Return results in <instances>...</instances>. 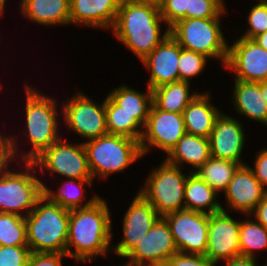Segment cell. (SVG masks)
Returning a JSON list of instances; mask_svg holds the SVG:
<instances>
[{"instance_id": "3957f363", "label": "cell", "mask_w": 267, "mask_h": 266, "mask_svg": "<svg viewBox=\"0 0 267 266\" xmlns=\"http://www.w3.org/2000/svg\"><path fill=\"white\" fill-rule=\"evenodd\" d=\"M69 214L70 210L62 208L43 194L34 209L25 216L30 251L66 253Z\"/></svg>"}, {"instance_id": "60d3db41", "label": "cell", "mask_w": 267, "mask_h": 266, "mask_svg": "<svg viewBox=\"0 0 267 266\" xmlns=\"http://www.w3.org/2000/svg\"><path fill=\"white\" fill-rule=\"evenodd\" d=\"M256 155L255 167L254 169L252 168V170L255 177L267 190V149L260 150Z\"/></svg>"}, {"instance_id": "9a60e30c", "label": "cell", "mask_w": 267, "mask_h": 266, "mask_svg": "<svg viewBox=\"0 0 267 266\" xmlns=\"http://www.w3.org/2000/svg\"><path fill=\"white\" fill-rule=\"evenodd\" d=\"M160 217L155 208L138 192L124 215V238L111 249L119 257L125 258Z\"/></svg>"}, {"instance_id": "9c48e42d", "label": "cell", "mask_w": 267, "mask_h": 266, "mask_svg": "<svg viewBox=\"0 0 267 266\" xmlns=\"http://www.w3.org/2000/svg\"><path fill=\"white\" fill-rule=\"evenodd\" d=\"M33 163L36 167L47 169L67 179H93L83 143L72 145L62 139L53 143Z\"/></svg>"}, {"instance_id": "d6986e66", "label": "cell", "mask_w": 267, "mask_h": 266, "mask_svg": "<svg viewBox=\"0 0 267 266\" xmlns=\"http://www.w3.org/2000/svg\"><path fill=\"white\" fill-rule=\"evenodd\" d=\"M243 131L241 122L221 113L209 137L211 156L244 165L240 160L245 143Z\"/></svg>"}, {"instance_id": "44dd1931", "label": "cell", "mask_w": 267, "mask_h": 266, "mask_svg": "<svg viewBox=\"0 0 267 266\" xmlns=\"http://www.w3.org/2000/svg\"><path fill=\"white\" fill-rule=\"evenodd\" d=\"M209 96L208 91L199 93L183 111L186 133L209 139L215 121L222 113L210 102Z\"/></svg>"}, {"instance_id": "f6af8a7d", "label": "cell", "mask_w": 267, "mask_h": 266, "mask_svg": "<svg viewBox=\"0 0 267 266\" xmlns=\"http://www.w3.org/2000/svg\"><path fill=\"white\" fill-rule=\"evenodd\" d=\"M140 266H167V263H166V261H162V262H149V263L142 264Z\"/></svg>"}, {"instance_id": "d6a6232c", "label": "cell", "mask_w": 267, "mask_h": 266, "mask_svg": "<svg viewBox=\"0 0 267 266\" xmlns=\"http://www.w3.org/2000/svg\"><path fill=\"white\" fill-rule=\"evenodd\" d=\"M207 56L184 49L180 46L178 70L180 81L189 82L191 77L199 75L206 66Z\"/></svg>"}, {"instance_id": "e0dca14e", "label": "cell", "mask_w": 267, "mask_h": 266, "mask_svg": "<svg viewBox=\"0 0 267 266\" xmlns=\"http://www.w3.org/2000/svg\"><path fill=\"white\" fill-rule=\"evenodd\" d=\"M179 43L168 34L166 38L141 62L151 72L147 87L151 90L180 81L178 60Z\"/></svg>"}, {"instance_id": "1f68e13d", "label": "cell", "mask_w": 267, "mask_h": 266, "mask_svg": "<svg viewBox=\"0 0 267 266\" xmlns=\"http://www.w3.org/2000/svg\"><path fill=\"white\" fill-rule=\"evenodd\" d=\"M0 245L28 246L25 217L0 213Z\"/></svg>"}, {"instance_id": "f546056e", "label": "cell", "mask_w": 267, "mask_h": 266, "mask_svg": "<svg viewBox=\"0 0 267 266\" xmlns=\"http://www.w3.org/2000/svg\"><path fill=\"white\" fill-rule=\"evenodd\" d=\"M106 127L108 134L122 135L140 141L143 127L133 117L121 110L108 96L105 99Z\"/></svg>"}, {"instance_id": "30bf717a", "label": "cell", "mask_w": 267, "mask_h": 266, "mask_svg": "<svg viewBox=\"0 0 267 266\" xmlns=\"http://www.w3.org/2000/svg\"><path fill=\"white\" fill-rule=\"evenodd\" d=\"M164 218L170 226L178 252L206 254L209 214L181 210L167 214Z\"/></svg>"}, {"instance_id": "8992f818", "label": "cell", "mask_w": 267, "mask_h": 266, "mask_svg": "<svg viewBox=\"0 0 267 266\" xmlns=\"http://www.w3.org/2000/svg\"><path fill=\"white\" fill-rule=\"evenodd\" d=\"M219 19H181L169 28V34L182 48L201 53L209 59H220L225 66L229 45L221 32Z\"/></svg>"}, {"instance_id": "8fae6325", "label": "cell", "mask_w": 267, "mask_h": 266, "mask_svg": "<svg viewBox=\"0 0 267 266\" xmlns=\"http://www.w3.org/2000/svg\"><path fill=\"white\" fill-rule=\"evenodd\" d=\"M63 118L77 135L95 139L108 134L106 127L105 100L101 105L95 103L84 93H78L69 98L62 108Z\"/></svg>"}, {"instance_id": "7bdbcfd3", "label": "cell", "mask_w": 267, "mask_h": 266, "mask_svg": "<svg viewBox=\"0 0 267 266\" xmlns=\"http://www.w3.org/2000/svg\"><path fill=\"white\" fill-rule=\"evenodd\" d=\"M226 266H258L254 257L242 256L226 261Z\"/></svg>"}, {"instance_id": "74e56055", "label": "cell", "mask_w": 267, "mask_h": 266, "mask_svg": "<svg viewBox=\"0 0 267 266\" xmlns=\"http://www.w3.org/2000/svg\"><path fill=\"white\" fill-rule=\"evenodd\" d=\"M167 266H215L205 255L175 253L166 261Z\"/></svg>"}, {"instance_id": "ac0fdd59", "label": "cell", "mask_w": 267, "mask_h": 266, "mask_svg": "<svg viewBox=\"0 0 267 266\" xmlns=\"http://www.w3.org/2000/svg\"><path fill=\"white\" fill-rule=\"evenodd\" d=\"M266 192L267 190L255 177L252 168L245 163L238 168L224 194L230 211L235 209L250 215Z\"/></svg>"}, {"instance_id": "484cf974", "label": "cell", "mask_w": 267, "mask_h": 266, "mask_svg": "<svg viewBox=\"0 0 267 266\" xmlns=\"http://www.w3.org/2000/svg\"><path fill=\"white\" fill-rule=\"evenodd\" d=\"M121 110L133 115V117L144 127L151 106L153 104L152 90L147 87L146 94L140 93L128 86L122 85L107 95Z\"/></svg>"}, {"instance_id": "7a4b0ae2", "label": "cell", "mask_w": 267, "mask_h": 266, "mask_svg": "<svg viewBox=\"0 0 267 266\" xmlns=\"http://www.w3.org/2000/svg\"><path fill=\"white\" fill-rule=\"evenodd\" d=\"M110 216L108 205L101 197L90 206L70 210L66 254L84 262L112 251ZM71 247H75L74 251Z\"/></svg>"}, {"instance_id": "8d00e7d4", "label": "cell", "mask_w": 267, "mask_h": 266, "mask_svg": "<svg viewBox=\"0 0 267 266\" xmlns=\"http://www.w3.org/2000/svg\"><path fill=\"white\" fill-rule=\"evenodd\" d=\"M30 253L28 246L0 245V266H26Z\"/></svg>"}, {"instance_id": "7dc6e473", "label": "cell", "mask_w": 267, "mask_h": 266, "mask_svg": "<svg viewBox=\"0 0 267 266\" xmlns=\"http://www.w3.org/2000/svg\"><path fill=\"white\" fill-rule=\"evenodd\" d=\"M5 2L6 0H0V15L4 12Z\"/></svg>"}, {"instance_id": "5b68a950", "label": "cell", "mask_w": 267, "mask_h": 266, "mask_svg": "<svg viewBox=\"0 0 267 266\" xmlns=\"http://www.w3.org/2000/svg\"><path fill=\"white\" fill-rule=\"evenodd\" d=\"M26 90V132L32 144L31 151L23 155L24 162H33L48 147L61 139L58 135L56 101L52 97L25 85Z\"/></svg>"}, {"instance_id": "d590c367", "label": "cell", "mask_w": 267, "mask_h": 266, "mask_svg": "<svg viewBox=\"0 0 267 266\" xmlns=\"http://www.w3.org/2000/svg\"><path fill=\"white\" fill-rule=\"evenodd\" d=\"M160 14L170 28L181 19H187L189 0H160Z\"/></svg>"}, {"instance_id": "83f0119b", "label": "cell", "mask_w": 267, "mask_h": 266, "mask_svg": "<svg viewBox=\"0 0 267 266\" xmlns=\"http://www.w3.org/2000/svg\"><path fill=\"white\" fill-rule=\"evenodd\" d=\"M72 188H69L62 184L61 188L58 189L57 193L44 185V195L47 196L52 202L59 204L62 208L72 210L83 208L92 205L100 196L95 195L93 198L88 200L85 204L82 203L85 191L84 185H91L93 179H68L65 181ZM68 187V188H67Z\"/></svg>"}, {"instance_id": "2e32d148", "label": "cell", "mask_w": 267, "mask_h": 266, "mask_svg": "<svg viewBox=\"0 0 267 266\" xmlns=\"http://www.w3.org/2000/svg\"><path fill=\"white\" fill-rule=\"evenodd\" d=\"M177 252L170 226L164 217H160L125 257L129 258L130 262L124 266H140L149 262L167 261Z\"/></svg>"}, {"instance_id": "ee69618b", "label": "cell", "mask_w": 267, "mask_h": 266, "mask_svg": "<svg viewBox=\"0 0 267 266\" xmlns=\"http://www.w3.org/2000/svg\"><path fill=\"white\" fill-rule=\"evenodd\" d=\"M260 47L264 48L265 50H267V31L263 34H260L258 36H256L253 39Z\"/></svg>"}, {"instance_id": "ffe728a7", "label": "cell", "mask_w": 267, "mask_h": 266, "mask_svg": "<svg viewBox=\"0 0 267 266\" xmlns=\"http://www.w3.org/2000/svg\"><path fill=\"white\" fill-rule=\"evenodd\" d=\"M121 0H70L71 24L112 29Z\"/></svg>"}, {"instance_id": "836d02e7", "label": "cell", "mask_w": 267, "mask_h": 266, "mask_svg": "<svg viewBox=\"0 0 267 266\" xmlns=\"http://www.w3.org/2000/svg\"><path fill=\"white\" fill-rule=\"evenodd\" d=\"M223 12V0H189L187 18H220Z\"/></svg>"}, {"instance_id": "f1b7e54d", "label": "cell", "mask_w": 267, "mask_h": 266, "mask_svg": "<svg viewBox=\"0 0 267 266\" xmlns=\"http://www.w3.org/2000/svg\"><path fill=\"white\" fill-rule=\"evenodd\" d=\"M241 166L238 162L211 157L195 173L217 193L224 192Z\"/></svg>"}, {"instance_id": "ba28073f", "label": "cell", "mask_w": 267, "mask_h": 266, "mask_svg": "<svg viewBox=\"0 0 267 266\" xmlns=\"http://www.w3.org/2000/svg\"><path fill=\"white\" fill-rule=\"evenodd\" d=\"M25 172L4 170L0 174V213L27 216L44 193V183L37 179L32 169L37 168L33 162H24ZM31 169V170H30ZM26 211V215L20 213Z\"/></svg>"}, {"instance_id": "6da1fadb", "label": "cell", "mask_w": 267, "mask_h": 266, "mask_svg": "<svg viewBox=\"0 0 267 266\" xmlns=\"http://www.w3.org/2000/svg\"><path fill=\"white\" fill-rule=\"evenodd\" d=\"M158 2L145 0H121L112 32L128 50L141 61L149 55L169 34L167 28L161 35Z\"/></svg>"}, {"instance_id": "4dcf8cb0", "label": "cell", "mask_w": 267, "mask_h": 266, "mask_svg": "<svg viewBox=\"0 0 267 266\" xmlns=\"http://www.w3.org/2000/svg\"><path fill=\"white\" fill-rule=\"evenodd\" d=\"M240 255L254 257V250L267 249V228L258 221H240Z\"/></svg>"}, {"instance_id": "b9f144b4", "label": "cell", "mask_w": 267, "mask_h": 266, "mask_svg": "<svg viewBox=\"0 0 267 266\" xmlns=\"http://www.w3.org/2000/svg\"><path fill=\"white\" fill-rule=\"evenodd\" d=\"M251 214L255 215L254 219H256V221L267 228V192Z\"/></svg>"}, {"instance_id": "e575fe53", "label": "cell", "mask_w": 267, "mask_h": 266, "mask_svg": "<svg viewBox=\"0 0 267 266\" xmlns=\"http://www.w3.org/2000/svg\"><path fill=\"white\" fill-rule=\"evenodd\" d=\"M249 29L241 37L253 40L267 31V0H259L248 15Z\"/></svg>"}, {"instance_id": "52a82bcc", "label": "cell", "mask_w": 267, "mask_h": 266, "mask_svg": "<svg viewBox=\"0 0 267 266\" xmlns=\"http://www.w3.org/2000/svg\"><path fill=\"white\" fill-rule=\"evenodd\" d=\"M188 173L166 160L146 179L144 188L138 191L164 217L167 214L185 210L184 193Z\"/></svg>"}, {"instance_id": "7402d4cb", "label": "cell", "mask_w": 267, "mask_h": 266, "mask_svg": "<svg viewBox=\"0 0 267 266\" xmlns=\"http://www.w3.org/2000/svg\"><path fill=\"white\" fill-rule=\"evenodd\" d=\"M20 5L22 15L37 24H71L70 0H21Z\"/></svg>"}, {"instance_id": "4fadbf2b", "label": "cell", "mask_w": 267, "mask_h": 266, "mask_svg": "<svg viewBox=\"0 0 267 266\" xmlns=\"http://www.w3.org/2000/svg\"><path fill=\"white\" fill-rule=\"evenodd\" d=\"M226 69L236 74L235 79L247 82L267 81V50L254 40L240 37L228 46Z\"/></svg>"}, {"instance_id": "5bb4252c", "label": "cell", "mask_w": 267, "mask_h": 266, "mask_svg": "<svg viewBox=\"0 0 267 266\" xmlns=\"http://www.w3.org/2000/svg\"><path fill=\"white\" fill-rule=\"evenodd\" d=\"M239 233L240 221L231 218L225 209L209 215L205 256L215 264L239 256Z\"/></svg>"}, {"instance_id": "f35d334b", "label": "cell", "mask_w": 267, "mask_h": 266, "mask_svg": "<svg viewBox=\"0 0 267 266\" xmlns=\"http://www.w3.org/2000/svg\"><path fill=\"white\" fill-rule=\"evenodd\" d=\"M69 256L66 253H37L31 252L26 266H63L62 258Z\"/></svg>"}, {"instance_id": "7c38bea8", "label": "cell", "mask_w": 267, "mask_h": 266, "mask_svg": "<svg viewBox=\"0 0 267 266\" xmlns=\"http://www.w3.org/2000/svg\"><path fill=\"white\" fill-rule=\"evenodd\" d=\"M144 128L140 139L143 156L151 147L159 148L169 154L186 133L182 113L162 111L154 104L151 106Z\"/></svg>"}, {"instance_id": "ab89813d", "label": "cell", "mask_w": 267, "mask_h": 266, "mask_svg": "<svg viewBox=\"0 0 267 266\" xmlns=\"http://www.w3.org/2000/svg\"><path fill=\"white\" fill-rule=\"evenodd\" d=\"M17 150L15 137L0 135V174L8 168L9 161L15 159Z\"/></svg>"}, {"instance_id": "277c9868", "label": "cell", "mask_w": 267, "mask_h": 266, "mask_svg": "<svg viewBox=\"0 0 267 266\" xmlns=\"http://www.w3.org/2000/svg\"><path fill=\"white\" fill-rule=\"evenodd\" d=\"M83 144L93 180L97 175L107 179L143 157L140 141L122 135L106 134Z\"/></svg>"}, {"instance_id": "d4e9b609", "label": "cell", "mask_w": 267, "mask_h": 266, "mask_svg": "<svg viewBox=\"0 0 267 266\" xmlns=\"http://www.w3.org/2000/svg\"><path fill=\"white\" fill-rule=\"evenodd\" d=\"M217 196H219L218 193L195 172H189L184 193L185 210L209 215L220 212L224 208L216 200Z\"/></svg>"}, {"instance_id": "bcb514c9", "label": "cell", "mask_w": 267, "mask_h": 266, "mask_svg": "<svg viewBox=\"0 0 267 266\" xmlns=\"http://www.w3.org/2000/svg\"><path fill=\"white\" fill-rule=\"evenodd\" d=\"M263 99L267 103V81H263Z\"/></svg>"}, {"instance_id": "cb8c5ba5", "label": "cell", "mask_w": 267, "mask_h": 266, "mask_svg": "<svg viewBox=\"0 0 267 266\" xmlns=\"http://www.w3.org/2000/svg\"><path fill=\"white\" fill-rule=\"evenodd\" d=\"M211 157L208 138L185 133L165 160L177 167L183 163L190 164L194 168L191 172H195Z\"/></svg>"}, {"instance_id": "4316f807", "label": "cell", "mask_w": 267, "mask_h": 266, "mask_svg": "<svg viewBox=\"0 0 267 266\" xmlns=\"http://www.w3.org/2000/svg\"><path fill=\"white\" fill-rule=\"evenodd\" d=\"M190 82L177 81L152 90L153 104L162 111L183 113L189 103L199 94L190 93Z\"/></svg>"}, {"instance_id": "603a6c76", "label": "cell", "mask_w": 267, "mask_h": 266, "mask_svg": "<svg viewBox=\"0 0 267 266\" xmlns=\"http://www.w3.org/2000/svg\"><path fill=\"white\" fill-rule=\"evenodd\" d=\"M233 100L235 110L267 125V103L263 99V82L235 80Z\"/></svg>"}, {"instance_id": "c3c4849f", "label": "cell", "mask_w": 267, "mask_h": 266, "mask_svg": "<svg viewBox=\"0 0 267 266\" xmlns=\"http://www.w3.org/2000/svg\"><path fill=\"white\" fill-rule=\"evenodd\" d=\"M145 1H154V2H159L160 0H145Z\"/></svg>"}]
</instances>
